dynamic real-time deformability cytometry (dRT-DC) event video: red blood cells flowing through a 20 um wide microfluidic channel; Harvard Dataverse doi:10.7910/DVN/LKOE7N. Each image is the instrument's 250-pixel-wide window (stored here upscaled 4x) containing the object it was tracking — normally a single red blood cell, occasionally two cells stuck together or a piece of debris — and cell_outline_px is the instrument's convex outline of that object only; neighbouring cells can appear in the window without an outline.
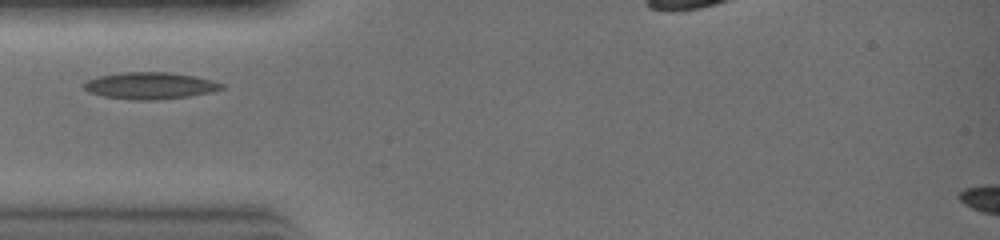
{"species": "common noctule bat (a hibernating species)", "species_latin": "Nyctalus noctula", "temperature_condition": "warm", "stored_images_in_passage": 7, "camera_frame_rate_fps": 3000, "um_per_image_px": 0.085, "animal": {"sex": "female", "body_mass_g": 19.0, "forearm_length_mm": 51.5}, "frame": {"image": 1, "passage_image": 1, "time_ms": 0.0, "image_size_px": [1000, 240], "cell_outline_px": [[224, 88], [212, 92], [192, 96], [156, 100], [132, 100], [104, 96], [88, 92], [84, 88], [84, 84], [88, 80], [100, 76], [124, 72], [168, 72], [196, 76], [212, 80], [224, 84]], "centroid_in_image_um": [12.81, 7.29], "position_along_channel_um": 72.2, "area_um2": 21.56}}